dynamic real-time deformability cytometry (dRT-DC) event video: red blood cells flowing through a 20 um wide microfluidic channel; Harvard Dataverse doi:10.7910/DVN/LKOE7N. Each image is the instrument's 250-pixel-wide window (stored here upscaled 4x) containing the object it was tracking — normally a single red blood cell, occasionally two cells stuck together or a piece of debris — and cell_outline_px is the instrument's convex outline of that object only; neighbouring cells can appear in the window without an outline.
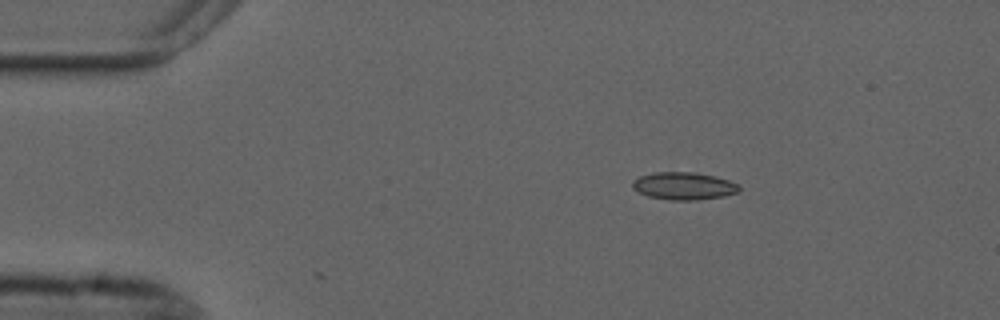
{"species": "common noctule bat (a hibernating species)", "species_latin": "Nyctalus noctula", "temperature_condition": "cold", "stored_images_in_passage": 8, "camera_frame_rate_fps": 3000, "um_per_image_px": 0.085, "animal": {"sex": "male", "forearm_length_mm": 52.5}, "frame": {"image": 1, "passage_image": 8, "time_ms": 2.333, "image_size_px": [1000, 320], "cell_outline_px": [[740, 192], [724, 196], [696, 200], [668, 200], [648, 196], [632, 188], [632, 180], [640, 176], [656, 172], [696, 172], [728, 180], [740, 184]], "centroid_in_image_um": [58.14, 15.81], "position_along_channel_um": 26.9, "area_um2": 17.17}}